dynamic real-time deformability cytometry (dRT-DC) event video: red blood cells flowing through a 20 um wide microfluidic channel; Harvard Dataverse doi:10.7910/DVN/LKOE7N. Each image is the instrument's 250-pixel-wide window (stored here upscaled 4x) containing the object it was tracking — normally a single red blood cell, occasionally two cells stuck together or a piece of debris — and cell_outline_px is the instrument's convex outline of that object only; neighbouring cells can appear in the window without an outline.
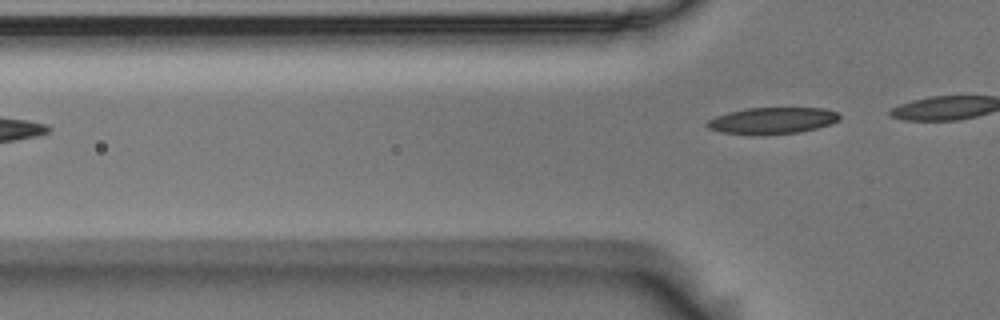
{"species": "Egyptian fruit bat (a non-hibernating species)", "species_latin": "Rousettus aegyptiacus", "temperature_condition": "room temperature", "stored_images_in_passage": 5, "camera_frame_rate_fps": 3000, "um_per_image_px": 0.085, "animal": {"sex": "male"}, "frame": {"image": 1, "passage_image": 5, "time_ms": 1.333, "image_size_px": [1000, 320], "cell_outline_px": [[840, 116], [836, 120], [828, 124], [816, 128], [800, 132], [752, 136], [720, 132], [708, 128], [704, 124], [708, 120], [716, 116], [728, 112], [748, 108], [824, 108], [836, 112]], "centroid_in_image_um": [65.56, 10.27], "position_along_channel_um": 60.2, "area_um2": 20.52}}